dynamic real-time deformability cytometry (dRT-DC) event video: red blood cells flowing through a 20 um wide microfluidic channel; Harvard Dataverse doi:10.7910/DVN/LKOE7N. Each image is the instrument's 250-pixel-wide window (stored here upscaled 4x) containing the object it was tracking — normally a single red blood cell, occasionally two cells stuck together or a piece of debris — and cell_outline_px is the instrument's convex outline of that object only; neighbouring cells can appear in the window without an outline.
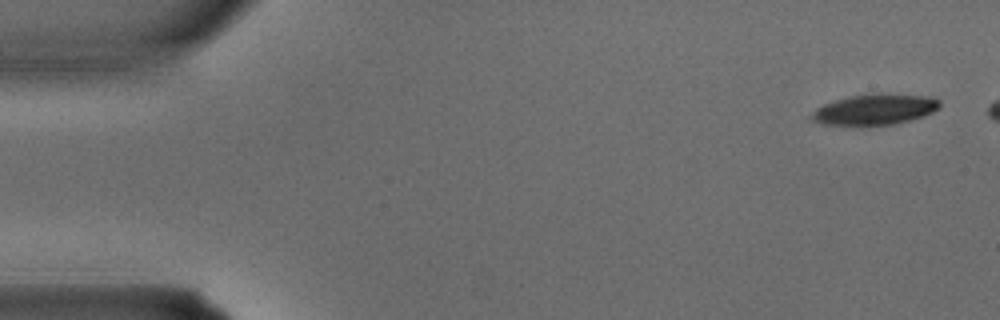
{"species": "common noctule bat (a hibernating species)", "species_latin": "Nyctalus noctula", "temperature_condition": "warm", "stored_images_in_passage": 4, "camera_frame_rate_fps": 3000, "um_per_image_px": 0.085, "animal": {"sex": "male", "body_mass_g": 15.6}, "frame": {"image": 1, "passage_image": 1, "time_ms": 0.0, "image_size_px": [1000, 320], "cell_outline_px": [[940, 108], [924, 116], [892, 124], [860, 128], [820, 124], [812, 120], [808, 116], [816, 108], [824, 104], [836, 100], [852, 96], [872, 92], [928, 96], [940, 100]], "centroid_in_image_um": [74.3, 9.34], "position_along_channel_um": 10.7, "area_um2": 23.81}}